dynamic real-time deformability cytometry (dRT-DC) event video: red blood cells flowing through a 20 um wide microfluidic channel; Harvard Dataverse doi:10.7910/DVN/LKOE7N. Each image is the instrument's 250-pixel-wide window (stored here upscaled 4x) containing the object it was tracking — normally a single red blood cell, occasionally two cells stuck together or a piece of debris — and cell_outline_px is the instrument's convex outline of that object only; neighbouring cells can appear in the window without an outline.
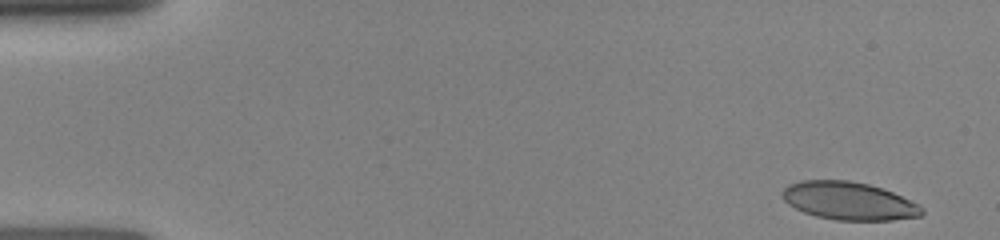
{"species": "human", "species_latin": "Homo sapiens", "temperature_condition": "room temperature", "stored_images_in_passage": 8, "camera_frame_rate_fps": 3000, "um_per_image_px": 0.085, "donor": {"sex": "female"}, "frame": {"image": 1, "passage_image": 1, "time_ms": 0.0, "image_size_px": [1000, 240], "cell_outline_px": [[924, 212], [920, 216], [892, 220], [836, 220], [816, 216], [804, 212], [788, 204], [784, 200], [780, 192], [788, 184], [800, 180], [848, 180], [868, 184], [892, 192], [920, 204], [924, 208]], "centroid_in_image_um": [72.14, 17.07], "position_along_channel_um": 12.9, "area_um2": 30.92}}
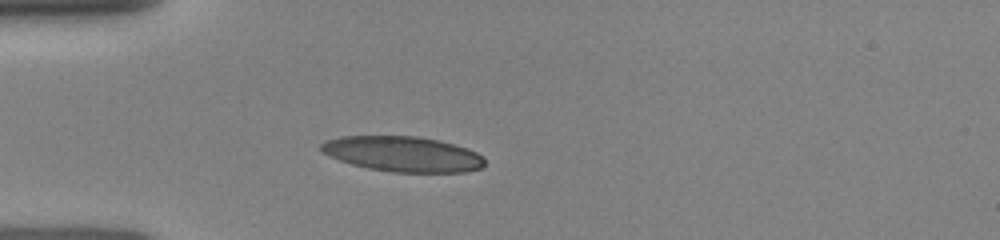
{"frame": {"image": 2, "passage_image": 7, "time_ms": 3.667, "image_size_px": [1000, 240], "cell_outline_px": [[484, 164], [480, 168], [464, 172], [392, 172], [368, 168], [352, 164], [328, 156], [320, 152], [320, 144], [328, 140], [344, 136], [416, 136], [440, 140], [468, 148], [476, 152], [484, 160]], "centroid_in_image_um": [34.22, 13.09], "position_along_channel_um": 50.8, "area_um2": 33.58}}